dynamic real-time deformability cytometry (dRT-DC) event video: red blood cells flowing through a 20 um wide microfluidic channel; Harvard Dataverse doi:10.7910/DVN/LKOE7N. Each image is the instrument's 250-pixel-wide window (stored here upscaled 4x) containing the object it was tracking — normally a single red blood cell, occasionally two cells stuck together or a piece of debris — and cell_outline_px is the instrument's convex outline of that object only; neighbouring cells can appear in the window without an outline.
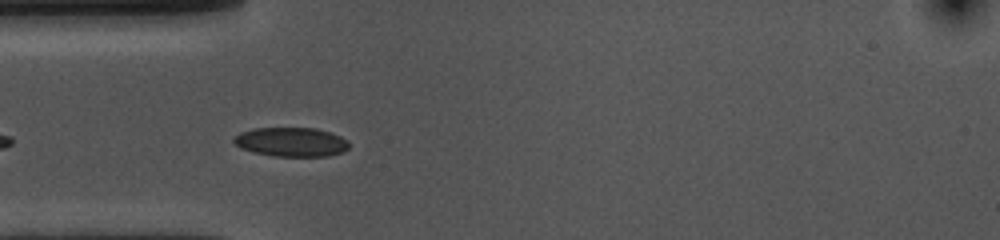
{"species": "common noctule bat (a hibernating species)", "species_latin": "Nyctalus noctula", "temperature_condition": "cold", "stored_images_in_passage": 12, "camera_frame_rate_fps": 3000, "um_per_image_px": 0.085, "animal": {"sex": "female", "body_mass_g": 10.0, "forearm_length_mm": 53.1}, "frame": {"image": 1, "passage_image": 4, "time_ms": 1.0, "image_size_px": [1000, 240], "cell_outline_px": [[348, 148], [344, 152], [328, 156], [272, 156], [240, 148], [232, 140], [240, 132], [252, 128], [316, 128], [340, 136], [348, 140]], "centroid_in_image_um": [24.76, 12.07], "position_along_channel_um": 60.2, "area_um2": 19.54}}
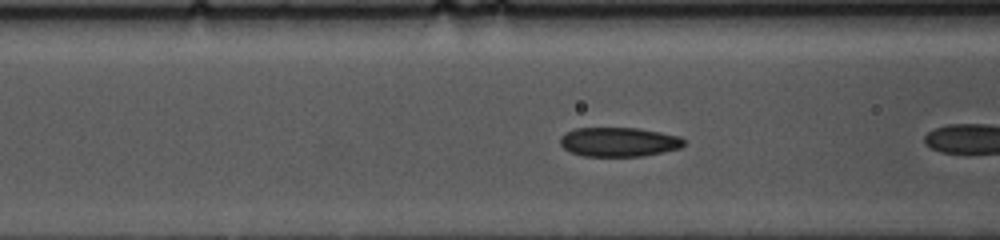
{"frame": {"image": 2, "passage_image": 6, "time_ms": 1.667, "image_size_px": [1000, 240], "cell_outline_px": [[684, 144], [680, 148], [664, 152], [640, 156], [584, 156], [572, 152], [564, 148], [560, 144], [560, 136], [576, 128], [636, 128], [660, 132], [680, 136], [684, 140]], "centroid_in_image_um": [52.61, 12.06], "position_along_channel_um": 114.0, "area_um2": 20.98}}